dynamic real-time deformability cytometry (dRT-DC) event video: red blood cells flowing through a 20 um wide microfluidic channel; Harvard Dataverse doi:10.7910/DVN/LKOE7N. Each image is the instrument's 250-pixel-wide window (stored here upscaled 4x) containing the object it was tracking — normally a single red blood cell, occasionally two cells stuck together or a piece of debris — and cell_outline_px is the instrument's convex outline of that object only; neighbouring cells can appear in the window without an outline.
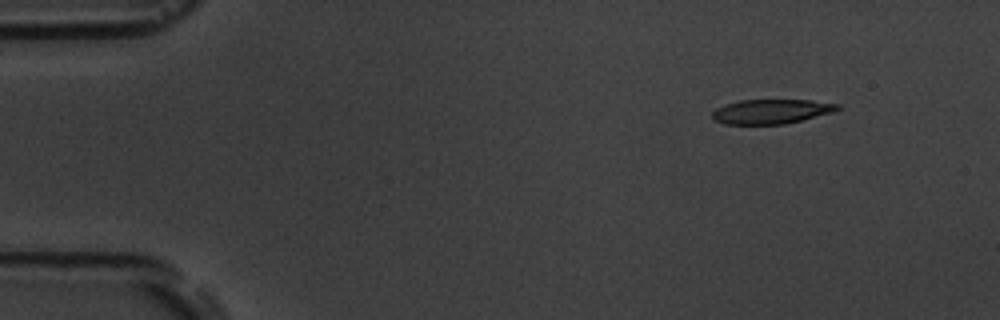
{"species": "common noctule bat (a hibernating species)", "species_latin": "Nyctalus noctula", "temperature_condition": "room temperature", "stored_images_in_passage": 5, "camera_frame_rate_fps": 3000, "um_per_image_px": 0.085, "animal": {"sex": "male", "body_mass_g": 19.5, "forearm_length_mm": 54.6}, "frame": {"image": 1, "passage_image": 2, "time_ms": 1.333, "image_size_px": [1000, 320], "cell_outline_px": [[840, 108], [832, 112], [784, 124], [724, 124], [712, 120], [712, 112], [716, 108], [724, 104], [740, 100], [812, 100], [840, 104]], "centroid_in_image_um": [65.51, 9.47], "position_along_channel_um": 19.5, "area_um2": 17.86}}
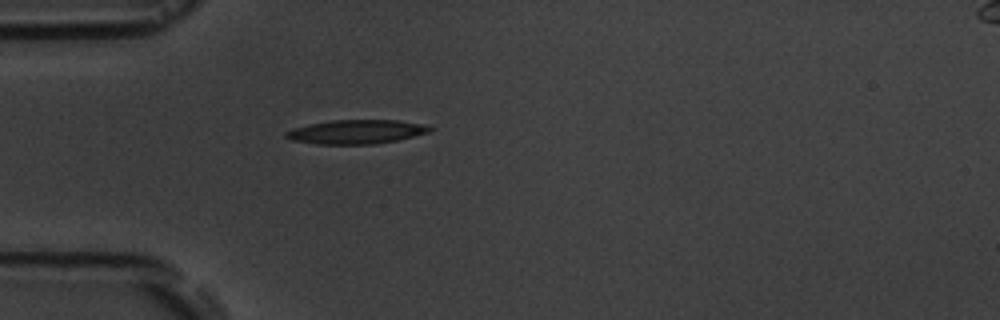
{"frame": {"image": 2, "passage_image": 5, "time_ms": 4.667, "image_size_px": [1000, 320], "cell_outline_px": [[432, 128], [428, 132], [396, 140], [376, 144], [316, 144], [292, 140], [284, 136], [284, 132], [308, 124], [332, 120], [396, 120], [420, 124]], "centroid_in_image_um": [30.22, 11.21], "position_along_channel_um": 54.8, "area_um2": 19.83}}